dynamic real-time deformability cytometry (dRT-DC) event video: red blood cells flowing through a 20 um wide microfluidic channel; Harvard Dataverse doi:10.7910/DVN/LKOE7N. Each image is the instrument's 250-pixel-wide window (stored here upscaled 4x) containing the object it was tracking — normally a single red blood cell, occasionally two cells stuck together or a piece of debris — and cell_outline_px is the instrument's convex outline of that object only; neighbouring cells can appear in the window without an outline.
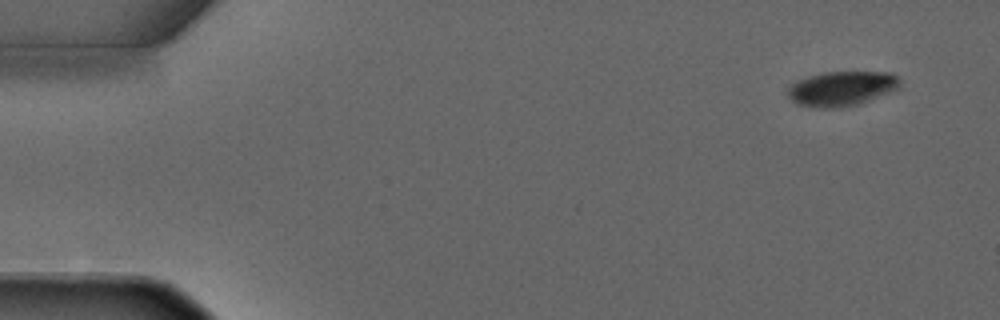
{"species": "common noctule bat (a hibernating species)", "species_latin": "Nyctalus noctula", "temperature_condition": "warm", "stored_images_in_passage": 5, "camera_frame_rate_fps": 3000, "um_per_image_px": 0.085, "animal": {"sex": "male", "forearm_length_mm": 52.5}, "frame": {"image": 1, "passage_image": 1, "time_ms": 0.0, "image_size_px": [1000, 320], "cell_outline_px": [[900, 84], [896, 88], [868, 100], [856, 104], [832, 108], [820, 108], [796, 104], [788, 96], [788, 88], [796, 80], [808, 76], [824, 72], [892, 72], [896, 76]], "centroid_in_image_um": [71.47, 7.51], "position_along_channel_um": 13.5, "area_um2": 22.25}}
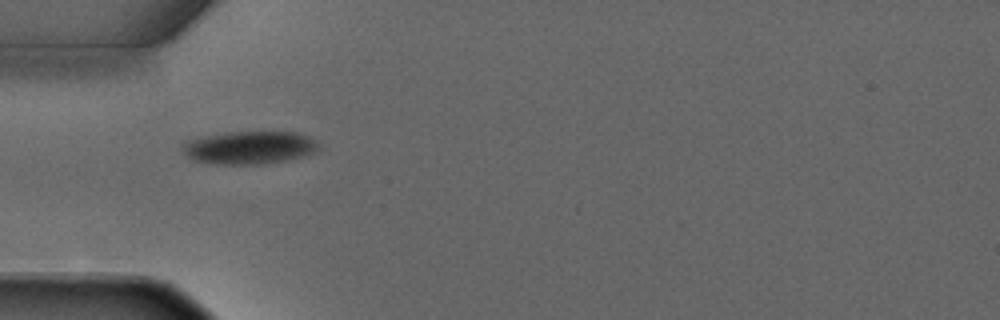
{"frame": {"image": 2, "passage_image": 4, "time_ms": 3.667, "image_size_px": [1000, 320], "cell_outline_px": [[320, 148], [316, 152], [288, 160], [260, 164], [216, 164], [196, 160], [188, 156], [184, 152], [184, 144], [188, 140], [200, 136], [228, 132], [296, 132], [308, 136], [316, 140], [320, 144]], "centroid_in_image_um": [21.26, 12.53], "position_along_channel_um": 63.7, "area_um2": 26.07}}
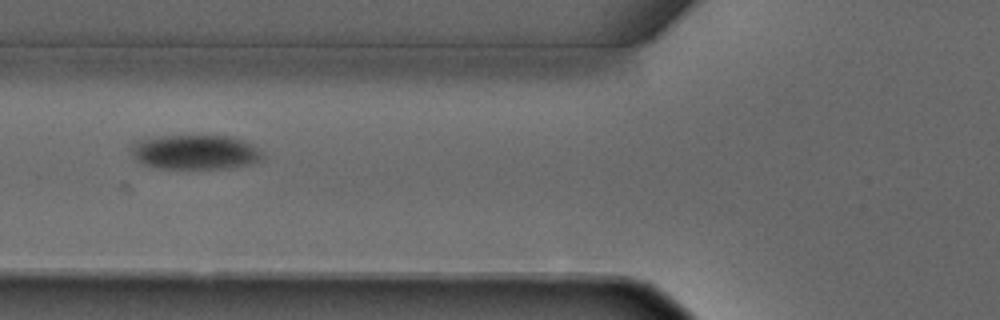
{"frame": {"image": 3, "passage_image": 5, "time_ms": 4.667, "image_size_px": [1000, 320], "cell_outline_px": [[264, 160], [252, 164], [232, 168], [156, 168], [144, 164], [136, 160], [132, 156], [128, 144], [132, 140], [144, 136], [188, 132], [196, 132], [232, 136], [244, 140], [260, 148], [264, 152]], "centroid_in_image_um": [16.54, 12.84], "position_along_channel_um": 109.3, "area_um2": 28.84}}